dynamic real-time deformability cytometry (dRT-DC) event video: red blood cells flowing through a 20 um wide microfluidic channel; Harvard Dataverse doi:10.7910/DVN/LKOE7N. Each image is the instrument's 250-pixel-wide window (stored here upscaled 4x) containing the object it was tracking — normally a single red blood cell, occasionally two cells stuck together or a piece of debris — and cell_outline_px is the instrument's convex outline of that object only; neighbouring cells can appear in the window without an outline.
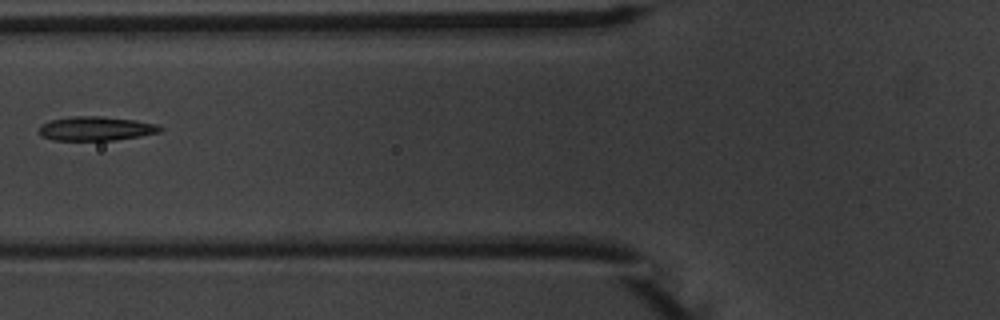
{"species": "common noctule bat (a hibernating species)", "species_latin": "Nyctalus noctula", "temperature_condition": "warm", "stored_images_in_passage": 7, "camera_frame_rate_fps": 3000, "um_per_image_px": 0.085, "animal": {"sex": "male", "body_mass_g": 20.1, "forearm_length_mm": 53.5}, "frame": {"image": 1, "passage_image": 6, "time_ms": 6.0, "image_size_px": [1000, 320], "cell_outline_px": [[164, 128], [160, 132], [140, 136], [116, 140], [52, 140], [40, 136], [40, 128], [44, 124], [52, 120], [72, 116], [100, 116], [136, 120], [156, 124]], "centroid_in_image_um": [8.19, 10.93], "position_along_channel_um": 117.6, "area_um2": 16.94}}
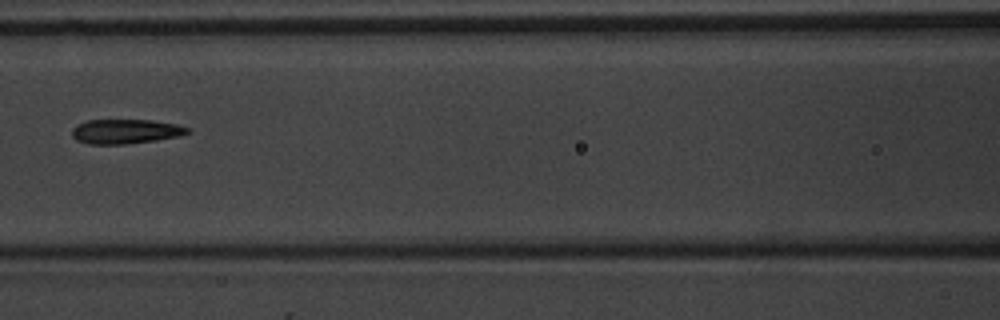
{"frame": {"image": 2, "passage_image": 7, "time_ms": 7.0, "image_size_px": [1000, 320], "cell_outline_px": [[192, 132], [180, 136], [156, 140], [124, 144], [88, 144], [76, 140], [72, 136], [72, 128], [76, 124], [88, 120], [152, 120], [176, 124], [192, 128]], "centroid_in_image_um": [10.7, 11.17], "position_along_channel_um": 155.9, "area_um2": 16.7}}